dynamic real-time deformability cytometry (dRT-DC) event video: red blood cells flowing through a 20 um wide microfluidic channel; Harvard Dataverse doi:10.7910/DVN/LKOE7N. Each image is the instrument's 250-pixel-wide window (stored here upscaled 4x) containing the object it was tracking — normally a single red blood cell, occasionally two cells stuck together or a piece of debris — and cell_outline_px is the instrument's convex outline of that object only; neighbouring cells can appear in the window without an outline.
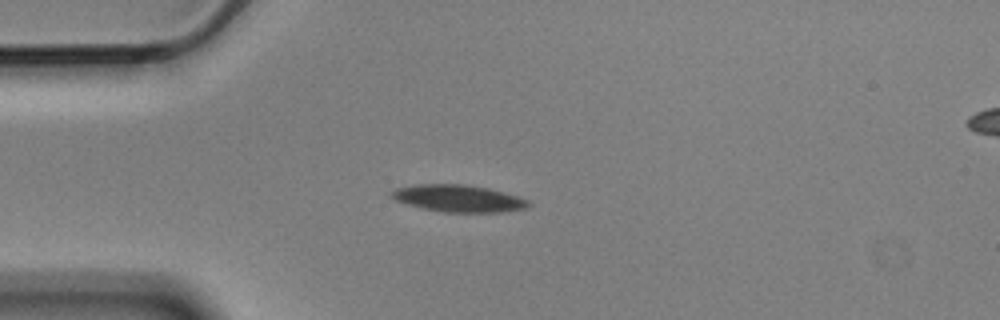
{"species": "Egyptian fruit bat (a non-hibernating species)", "species_latin": "Rousettus aegyptiacus", "temperature_condition": "cold", "stored_images_in_passage": 4, "camera_frame_rate_fps": 3000, "um_per_image_px": 0.085, "animal": {"sex": "male"}, "frame": {"image": 1, "passage_image": 3, "time_ms": 0.667, "image_size_px": [1000, 320], "cell_outline_px": [[532, 204], [528, 208], [504, 212], [444, 212], [424, 208], [408, 204], [396, 200], [388, 192], [396, 188], [416, 184], [464, 184], [488, 188], [504, 192], [528, 200]], "centroid_in_image_um": [38.99, 16.86], "position_along_channel_um": 46.0, "area_um2": 21.56}}